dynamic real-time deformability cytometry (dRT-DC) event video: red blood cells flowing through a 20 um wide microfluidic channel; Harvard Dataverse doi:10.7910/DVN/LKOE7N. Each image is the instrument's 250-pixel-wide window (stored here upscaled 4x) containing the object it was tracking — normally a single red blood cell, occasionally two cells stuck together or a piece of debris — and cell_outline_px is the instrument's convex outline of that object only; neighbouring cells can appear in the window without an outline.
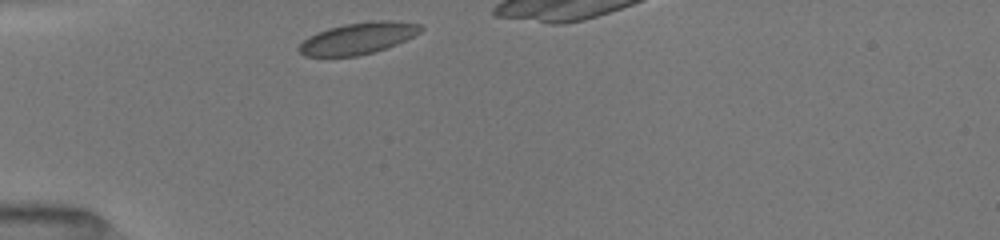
{"species": "common noctule bat (a hibernating species)", "species_latin": "Nyctalus noctula", "temperature_condition": "room temperature", "stored_images_in_passage": 25, "camera_frame_rate_fps": 3000, "um_per_image_px": 0.085, "animal": {"sex": "female", "body_mass_g": 19.5, "forearm_length_mm": 54.1}, "frame": {"image": 1, "passage_image": 1, "time_ms": 0.0, "image_size_px": [1000, 240], "cell_outline_px": [[424, 28], [420, 32], [396, 44], [372, 52], [356, 56], [304, 56], [296, 48], [308, 36], [316, 32], [328, 28], [344, 24], [372, 20], [388, 20], [420, 24]], "centroid_in_image_um": [30.39, 3.24], "position_along_channel_um": 54.6, "area_um2": 22.25}}
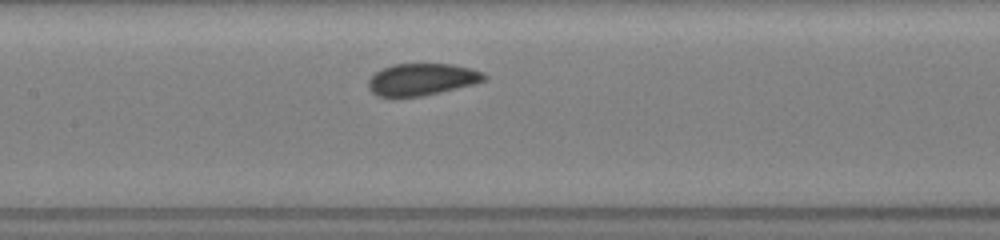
{"frame": {"image": 2, "passage_image": 10, "time_ms": 3.333, "image_size_px": [1000, 240], "cell_outline_px": [[488, 76], [484, 80], [472, 84], [424, 96], [376, 96], [368, 88], [368, 80], [376, 72], [392, 64], [452, 64], [472, 68], [484, 72]], "centroid_in_image_um": [35.87, 6.74], "position_along_channel_um": 171.5, "area_um2": 21.44}}
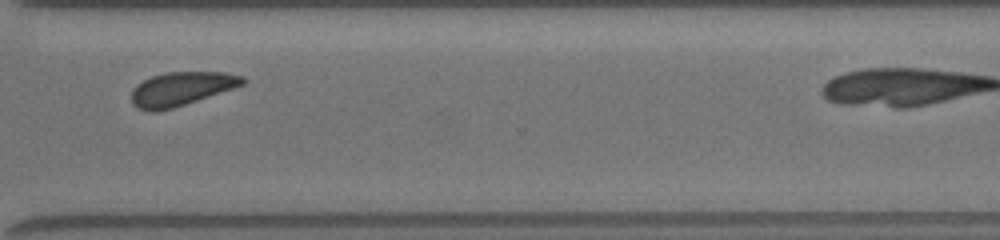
{"frame": {"image": 3, "passage_image": 22, "time_ms": 8.0, "image_size_px": [1000, 240], "cell_outline_px": [[248, 80], [244, 84], [172, 108], [156, 112], [148, 112], [132, 104], [132, 88], [136, 84], [152, 76], [168, 72], [224, 72], [244, 76]], "centroid_in_image_um": [15.39, 7.54], "position_along_channel_um": 355.2, "area_um2": 21.62}}